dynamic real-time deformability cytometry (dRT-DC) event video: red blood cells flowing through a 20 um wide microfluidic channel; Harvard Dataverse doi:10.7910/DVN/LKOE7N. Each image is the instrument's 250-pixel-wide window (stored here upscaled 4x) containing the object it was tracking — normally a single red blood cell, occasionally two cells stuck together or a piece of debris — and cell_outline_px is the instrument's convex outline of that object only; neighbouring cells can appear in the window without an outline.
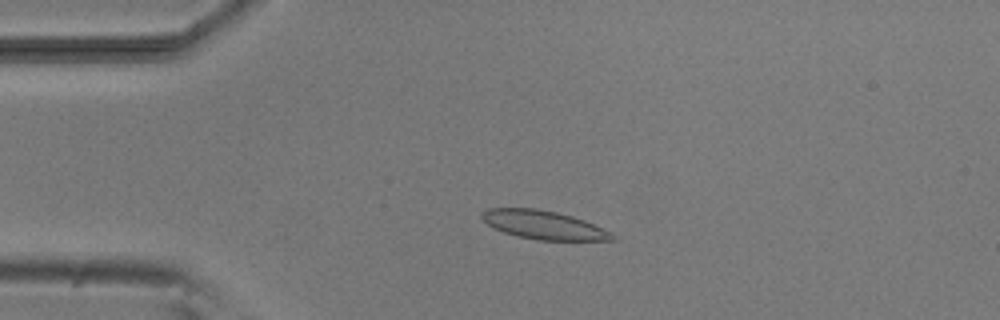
{"species": "common noctule bat (a hibernating species)", "species_latin": "Nyctalus noctula", "temperature_condition": "room temperature", "stored_images_in_passage": 6, "camera_frame_rate_fps": 3000, "um_per_image_px": 0.085, "animal": {"sex": "male", "body_mass_g": 20.5, "forearm_length_mm": 52.5}, "frame": {"image": 1, "passage_image": 4, "time_ms": 3.333, "image_size_px": [1000, 320], "cell_outline_px": [[616, 240], [540, 240], [520, 236], [504, 232], [492, 228], [480, 216], [480, 212], [488, 208], [536, 208], [556, 212], [572, 216], [584, 220], [612, 232], [616, 236]], "centroid_in_image_um": [46.21, 19.11], "position_along_channel_um": 38.8, "area_um2": 21.68}}
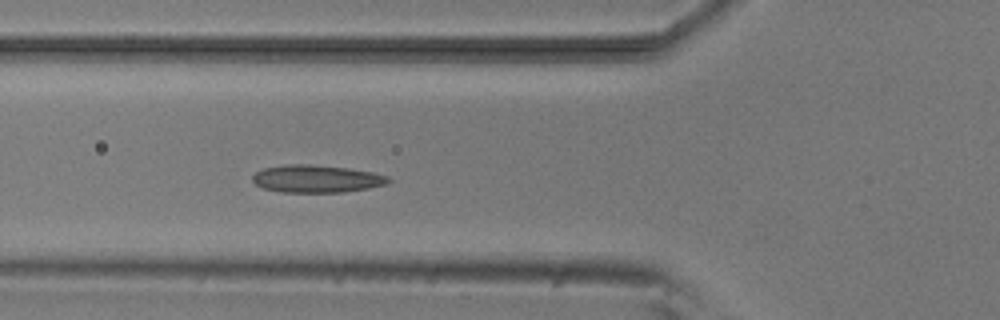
{"frame": {"image": 2, "passage_image": 6, "time_ms": 5.667, "image_size_px": [1000, 320], "cell_outline_px": [[392, 180], [388, 184], [368, 188], [344, 192], [280, 192], [264, 188], [256, 184], [252, 180], [252, 176], [256, 172], [264, 168], [288, 164], [308, 164], [348, 168], [372, 172], [388, 176]], "centroid_in_image_um": [26.93, 15.2], "position_along_channel_um": 98.9, "area_um2": 21.79}}